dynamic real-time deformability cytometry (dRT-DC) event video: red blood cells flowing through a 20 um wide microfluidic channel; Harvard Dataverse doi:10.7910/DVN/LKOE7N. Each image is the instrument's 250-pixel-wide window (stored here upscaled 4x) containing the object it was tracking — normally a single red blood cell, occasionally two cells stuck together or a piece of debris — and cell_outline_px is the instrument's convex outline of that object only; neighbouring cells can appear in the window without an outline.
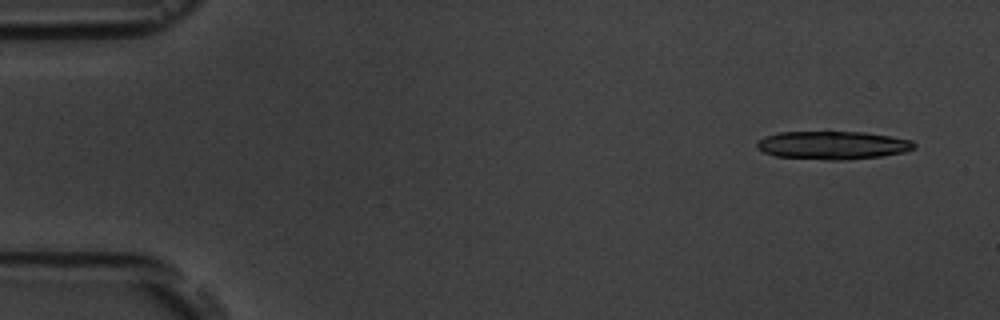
{"species": "common noctule bat (a hibernating species)", "species_latin": "Nyctalus noctula", "temperature_condition": "room temperature", "stored_images_in_passage": 6, "camera_frame_rate_fps": 3000, "um_per_image_px": 0.085, "animal": {"sex": "male", "body_mass_g": 19.5, "forearm_length_mm": 54.6}, "frame": {"image": 1, "passage_image": 1, "time_ms": 0.0, "image_size_px": [1000, 320], "cell_outline_px": [[916, 148], [904, 152], [880, 156], [844, 160], [824, 160], [776, 156], [764, 152], [756, 144], [764, 136], [780, 132], [864, 132], [892, 136], [912, 140], [916, 144]], "centroid_in_image_um": [70.82, 12.34], "position_along_channel_um": 14.2, "area_um2": 25.78}}
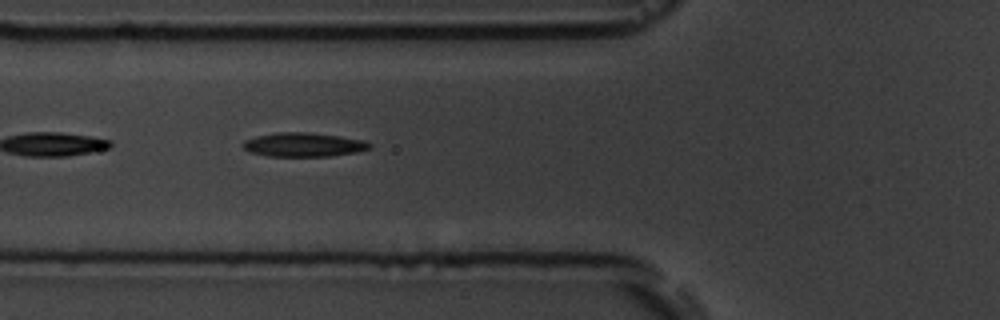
{"frame": {"image": 2, "passage_image": 6, "time_ms": 5.667, "image_size_px": [1000, 320], "cell_outline_px": [[372, 144], [368, 148], [356, 152], [332, 156], [268, 156], [252, 152], [244, 148], [240, 144], [244, 140], [256, 136], [276, 132], [308, 132], [340, 136], [364, 140]], "centroid_in_image_um": [25.78, 12.29], "position_along_channel_um": 100.0, "area_um2": 17.69}}